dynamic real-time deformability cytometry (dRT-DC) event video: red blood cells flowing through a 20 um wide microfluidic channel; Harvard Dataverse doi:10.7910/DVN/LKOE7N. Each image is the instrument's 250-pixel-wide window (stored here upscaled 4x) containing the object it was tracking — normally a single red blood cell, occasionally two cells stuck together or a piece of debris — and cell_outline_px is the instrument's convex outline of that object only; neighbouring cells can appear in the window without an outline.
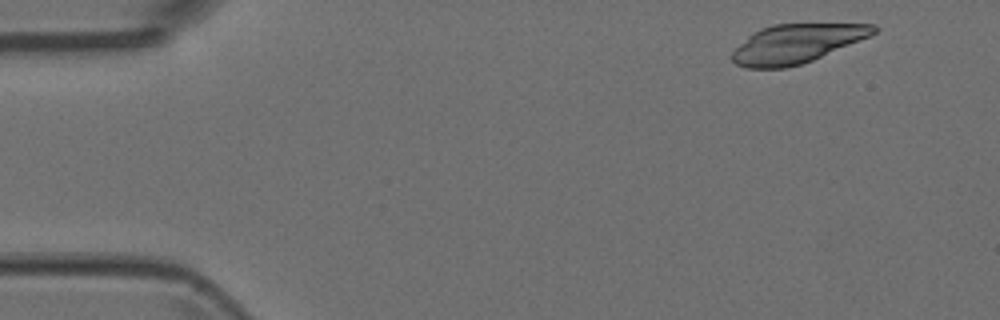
{"species": "Egyptian fruit bat (a non-hibernating species)", "species_latin": "Rousettus aegyptiacus", "temperature_condition": "room temperature", "stored_images_in_passage": 5, "camera_frame_rate_fps": 3000, "um_per_image_px": 0.085, "animal": {"sex": "female"}, "frame": {"image": 1, "passage_image": 1, "time_ms": 0.0, "image_size_px": [1000, 320], "cell_outline_px": [[880, 28], [872, 36], [812, 60], [800, 64], [784, 68], [744, 68], [736, 64], [732, 60], [732, 52], [748, 36], [760, 28], [772, 24], [876, 24]], "centroid_in_image_um": [67.73, 3.7], "position_along_channel_um": 17.3, "area_um2": 32.02}}